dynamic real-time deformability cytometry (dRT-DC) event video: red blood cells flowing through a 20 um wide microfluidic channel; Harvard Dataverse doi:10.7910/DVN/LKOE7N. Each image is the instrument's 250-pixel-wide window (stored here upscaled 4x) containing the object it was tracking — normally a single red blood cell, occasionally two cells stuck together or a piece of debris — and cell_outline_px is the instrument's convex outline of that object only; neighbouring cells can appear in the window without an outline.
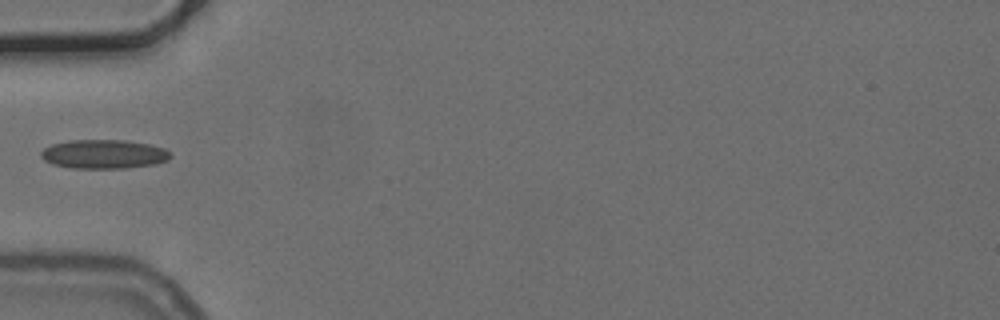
{"species": "common noctule bat (a hibernating species)", "species_latin": "Nyctalus noctula", "temperature_condition": "cold", "stored_images_in_passage": 3, "camera_frame_rate_fps": 3000, "um_per_image_px": 0.085, "animal": {"sex": "female", "body_mass_g": 24.6, "forearm_length_mm": 56.2}, "frame": {"image": 1, "passage_image": 1, "time_ms": 0.0, "image_size_px": [1000, 320], "cell_outline_px": [[172, 156], [168, 160], [156, 164], [124, 168], [72, 168], [52, 164], [44, 160], [40, 156], [40, 152], [44, 148], [52, 144], [72, 140], [124, 140], [148, 144], [164, 148]], "centroid_in_image_um": [8.81, 13.1], "position_along_channel_um": 76.2, "area_um2": 21.85}}